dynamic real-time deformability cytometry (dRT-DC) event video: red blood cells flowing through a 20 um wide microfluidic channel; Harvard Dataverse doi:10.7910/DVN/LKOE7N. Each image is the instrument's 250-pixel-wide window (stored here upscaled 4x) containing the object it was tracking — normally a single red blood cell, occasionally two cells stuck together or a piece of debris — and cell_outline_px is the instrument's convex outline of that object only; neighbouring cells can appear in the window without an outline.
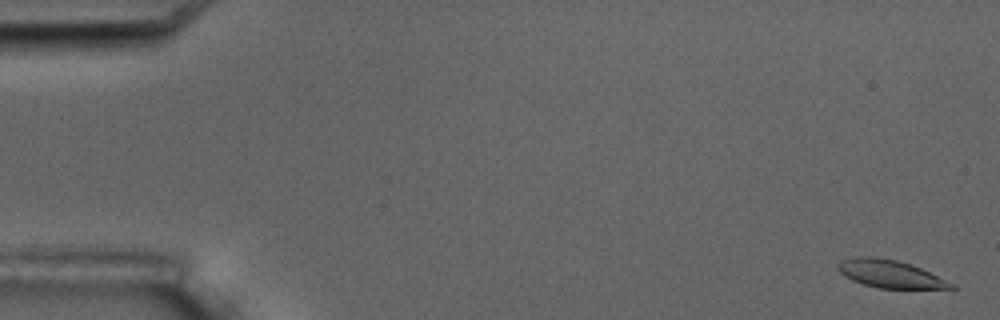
{"species": "common noctule bat (a hibernating species)", "species_latin": "Nyctalus noctula", "temperature_condition": "room temperature", "stored_images_in_passage": 5, "camera_frame_rate_fps": 3000, "um_per_image_px": 0.085, "animal": {"sex": "male", "body_mass_g": 17.5, "forearm_length_mm": 52.3}, "frame": {"image": 1, "passage_image": 1, "time_ms": 0.0, "image_size_px": [1000, 320], "cell_outline_px": [[960, 288], [880, 288], [864, 284], [852, 280], [844, 276], [836, 268], [836, 264], [840, 260], [852, 256], [876, 256], [896, 260], [912, 264], [956, 284]], "centroid_in_image_um": [75.63, 23.26], "position_along_channel_um": 9.4, "area_um2": 18.5}}
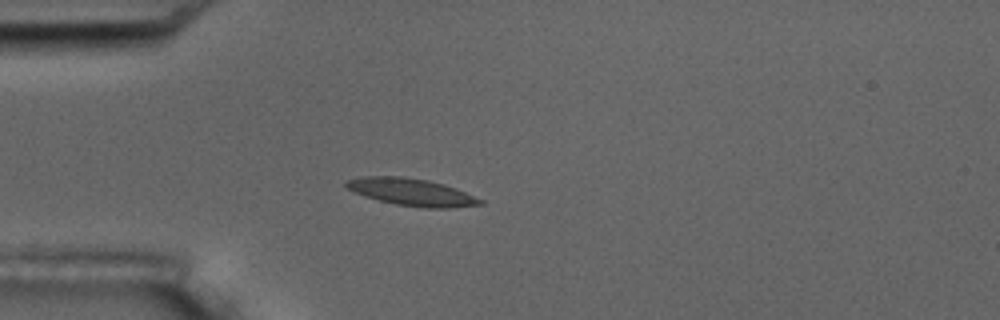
{"frame": {"image": 2, "passage_image": 5, "time_ms": 4.667, "image_size_px": [1000, 320], "cell_outline_px": [[484, 204], [448, 208], [424, 208], [396, 204], [364, 196], [348, 188], [344, 184], [344, 180], [364, 176], [404, 176], [428, 180], [444, 184], [456, 188], [484, 200]], "centroid_in_image_um": [35.0, 16.32], "position_along_channel_um": 50.0, "area_um2": 21.27}}